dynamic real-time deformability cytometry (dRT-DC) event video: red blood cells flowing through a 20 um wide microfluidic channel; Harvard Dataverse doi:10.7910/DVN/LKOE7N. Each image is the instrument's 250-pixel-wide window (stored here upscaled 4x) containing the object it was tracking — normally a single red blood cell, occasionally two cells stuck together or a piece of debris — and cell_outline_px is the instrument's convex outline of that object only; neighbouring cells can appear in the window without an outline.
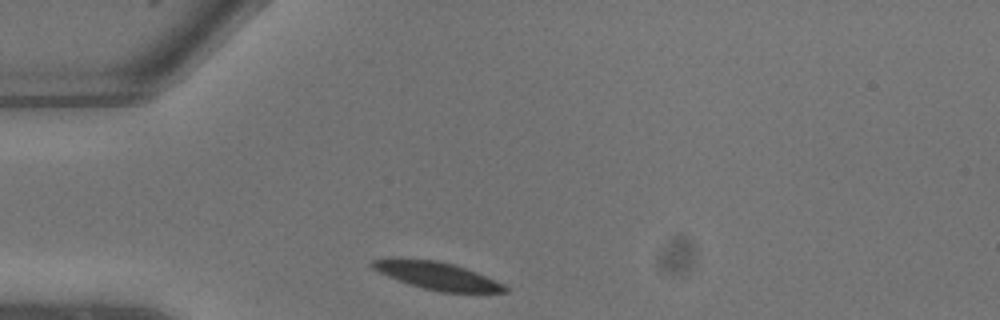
{"species": "common noctule bat (a hibernating species)", "species_latin": "Nyctalus noctula", "temperature_condition": "warm", "stored_images_in_passage": 6, "camera_frame_rate_fps": 3000, "um_per_image_px": 0.085, "animal": {"sex": "male", "body_mass_g": 13.3}, "frame": {"image": 1, "passage_image": 1, "time_ms": 0.0, "image_size_px": [1000, 320], "cell_outline_px": [[508, 292], [440, 292], [424, 288], [388, 276], [372, 268], [368, 264], [372, 260], [392, 256], [436, 260], [452, 264], [476, 272], [504, 284], [508, 288]], "centroid_in_image_um": [37.08, 23.4], "position_along_channel_um": 47.9, "area_um2": 21.33}}
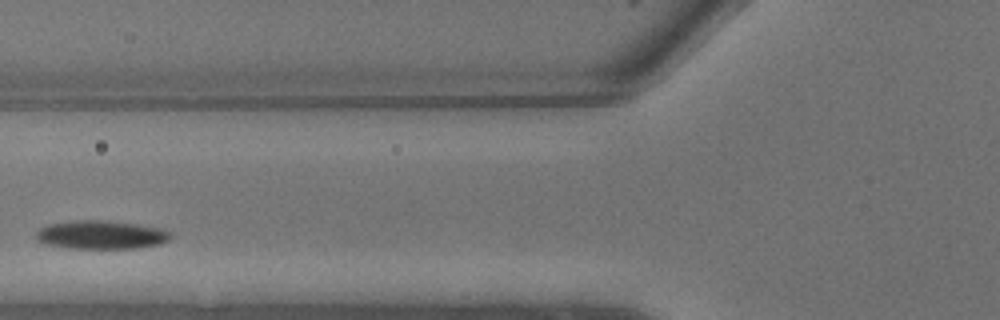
{"frame": {"image": 2, "passage_image": 4, "time_ms": 1.0, "image_size_px": [1000, 320], "cell_outline_px": [[172, 236], [168, 240], [160, 244], [140, 248], [68, 248], [44, 244], [36, 240], [36, 232], [40, 228], [48, 224], [76, 220], [108, 220], [164, 228], [172, 232]], "centroid_in_image_um": [8.62, 19.95], "position_along_channel_um": 117.2, "area_um2": 22.66}}